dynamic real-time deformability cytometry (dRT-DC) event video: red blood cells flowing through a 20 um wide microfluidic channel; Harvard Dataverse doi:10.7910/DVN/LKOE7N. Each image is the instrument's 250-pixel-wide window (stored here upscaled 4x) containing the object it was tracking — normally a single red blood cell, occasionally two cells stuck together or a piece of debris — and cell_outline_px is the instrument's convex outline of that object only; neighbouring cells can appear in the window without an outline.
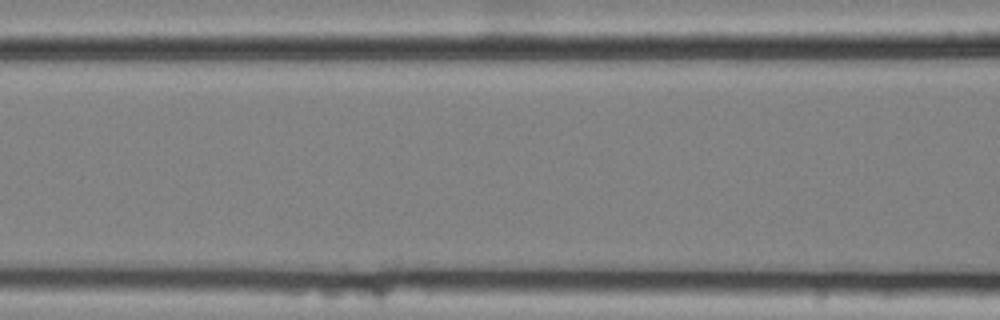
{"species": "common noctule bat (a hibernating species)", "species_latin": "Nyctalus noctula", "temperature_condition": "cold", "stored_images_in_passage": 4, "camera_frame_rate_fps": 3000, "um_per_image_px": 0.085, "animal": {"sex": "female", "body_mass_g": 25.1}, "frame": {"image": 1, "passage_image": 3, "time_ms": 0.667, "image_size_px": [1000, 320], "cell_outline_px": [[416, 284], [396, 292], [384, 296], [288, 296], [236, 292], [236, 288], [244, 284], [396, 280], [412, 280]], "centroid_in_image_um": [27.93, 24.51], "position_along_channel_um": 138.7, "area_um2": 16.13}}